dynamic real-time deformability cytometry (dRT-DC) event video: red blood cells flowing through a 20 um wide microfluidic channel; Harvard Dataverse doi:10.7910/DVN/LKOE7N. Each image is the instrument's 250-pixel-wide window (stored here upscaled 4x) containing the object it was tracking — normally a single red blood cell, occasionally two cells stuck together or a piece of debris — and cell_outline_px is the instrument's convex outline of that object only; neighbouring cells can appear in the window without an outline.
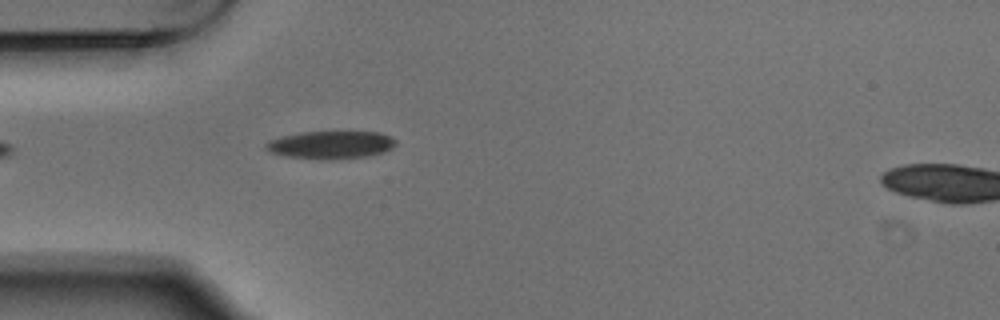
{"species": "Egyptian fruit bat (a non-hibernating species)", "species_latin": "Rousettus aegyptiacus", "temperature_condition": "warm", "stored_images_in_passage": 2, "segment_of_instrument_passage": [1, 2], "camera_frame_rate_fps": 3000, "um_per_image_px": 0.085, "animal": {"sex": "male"}, "frame": {"image": 1, "passage_image": 1, "time_ms": 0.0, "image_size_px": [1000, 320], "cell_outline_px": [[396, 144], [392, 148], [384, 152], [368, 156], [288, 156], [272, 152], [264, 148], [264, 144], [268, 140], [300, 132], [380, 132], [392, 136], [396, 140]], "centroid_in_image_um": [28.17, 12.24], "position_along_channel_um": 56.8, "area_um2": 19.88}}